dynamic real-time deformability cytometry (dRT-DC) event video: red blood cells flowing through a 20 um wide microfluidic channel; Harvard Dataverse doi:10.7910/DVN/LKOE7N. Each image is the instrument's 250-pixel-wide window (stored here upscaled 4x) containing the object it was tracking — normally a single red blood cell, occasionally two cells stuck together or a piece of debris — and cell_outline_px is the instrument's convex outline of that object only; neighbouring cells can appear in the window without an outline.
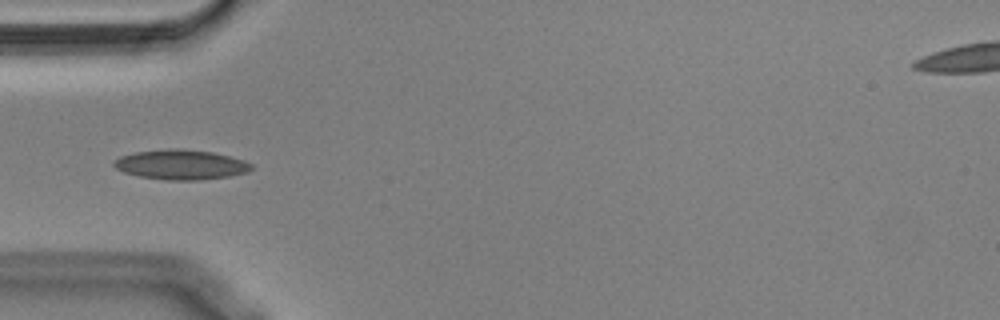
{"species": "Egyptian fruit bat (a non-hibernating species)", "species_latin": "Rousettus aegyptiacus", "temperature_condition": "cold", "stored_images_in_passage": 39, "camera_frame_rate_fps": 3000, "um_per_image_px": 0.085, "animal": {"sex": "male"}, "frame": {"image": 1, "passage_image": 1, "time_ms": 0.0, "image_size_px": [1000, 320], "cell_outline_px": [[252, 168], [248, 172], [228, 176], [200, 180], [164, 180], [140, 176], [124, 172], [116, 168], [112, 164], [112, 160], [120, 156], [136, 152], [168, 148], [180, 148], [212, 152], [244, 160], [252, 164]], "centroid_in_image_um": [15.35, 13.99], "position_along_channel_um": 69.6, "area_um2": 23.93}}
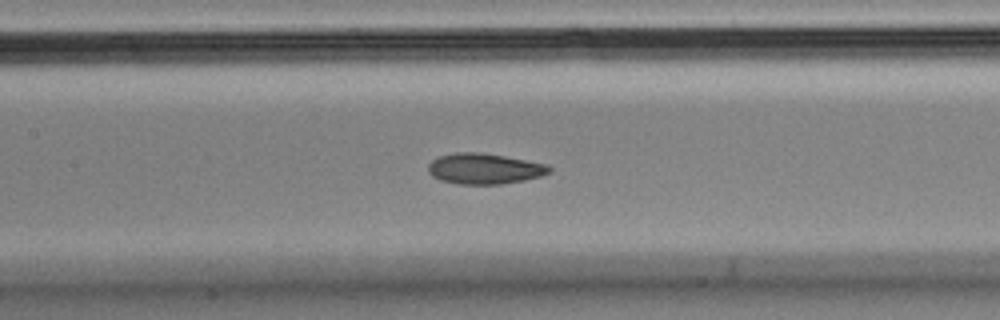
{"frame": {"image": 2, "passage_image": 9, "time_ms": 2.667, "image_size_px": [1000, 320], "cell_outline_px": [[552, 172], [540, 176], [524, 180], [500, 184], [460, 184], [440, 180], [432, 176], [428, 172], [428, 164], [432, 160], [440, 156], [456, 152], [480, 152], [504, 156], [548, 164], [552, 168]], "centroid_in_image_um": [41.18, 14.34], "position_along_channel_um": 166.2, "area_um2": 21.68}}
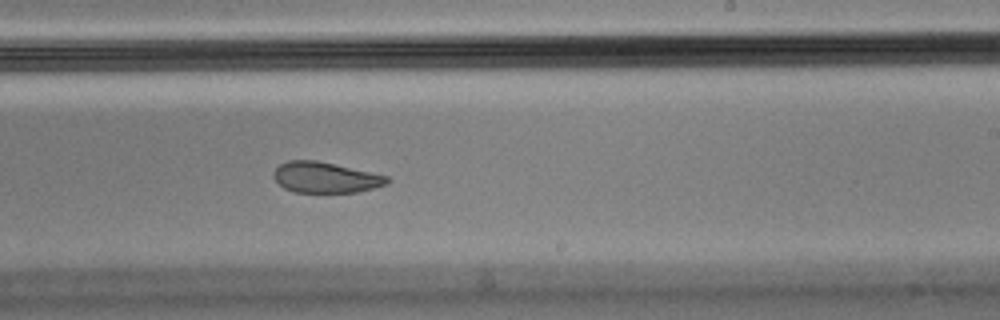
{"frame": {"image": 3, "passage_image": 17, "time_ms": 5.333, "image_size_px": [1000, 320], "cell_outline_px": [[388, 184], [356, 192], [296, 192], [284, 188], [272, 176], [272, 172], [280, 164], [288, 160], [316, 160], [388, 176]], "centroid_in_image_um": [27.62, 15.08], "position_along_channel_um": 261.4, "area_um2": 20.11}}